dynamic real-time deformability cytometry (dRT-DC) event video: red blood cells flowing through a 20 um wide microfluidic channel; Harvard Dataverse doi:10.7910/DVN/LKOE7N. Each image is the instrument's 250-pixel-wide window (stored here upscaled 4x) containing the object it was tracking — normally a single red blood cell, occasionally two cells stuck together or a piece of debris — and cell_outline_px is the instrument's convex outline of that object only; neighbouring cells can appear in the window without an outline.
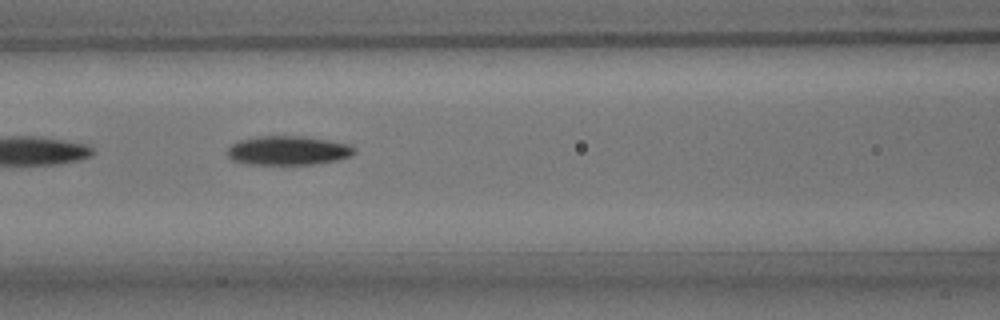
{"species": "common noctule bat (a hibernating species)", "species_latin": "Nyctalus noctula", "temperature_condition": "room temperature", "stored_images_in_passage": 17, "camera_frame_rate_fps": 3000, "um_per_image_px": 0.085, "animal": {"sex": "male", "body_mass_g": 15.6}, "frame": {"image": 1, "passage_image": 8, "time_ms": 2.333, "image_size_px": [1000, 320], "cell_outline_px": [[356, 152], [352, 156], [336, 160], [316, 164], [248, 164], [232, 160], [228, 156], [228, 148], [232, 144], [240, 140], [256, 136], [304, 136], [328, 140], [348, 144], [356, 148]], "centroid_in_image_um": [24.51, 12.79], "position_along_channel_um": 142.1, "area_um2": 21.56}}
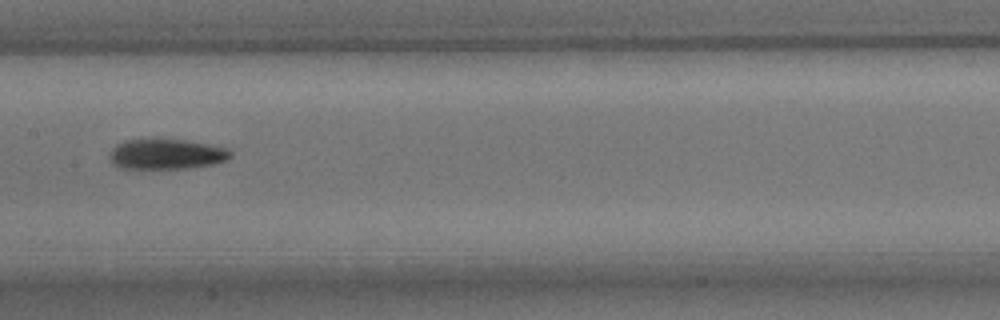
{"frame": {"image": 2, "passage_image": 12, "time_ms": 3.667, "image_size_px": [1000, 320], "cell_outline_px": [[232, 156], [228, 160], [216, 164], [188, 168], [120, 168], [112, 164], [112, 148], [116, 144], [128, 140], [152, 136], [184, 140], [208, 144], [228, 148], [232, 152]], "centroid_in_image_um": [14.18, 13.06], "position_along_channel_um": 193.2, "area_um2": 21.91}}
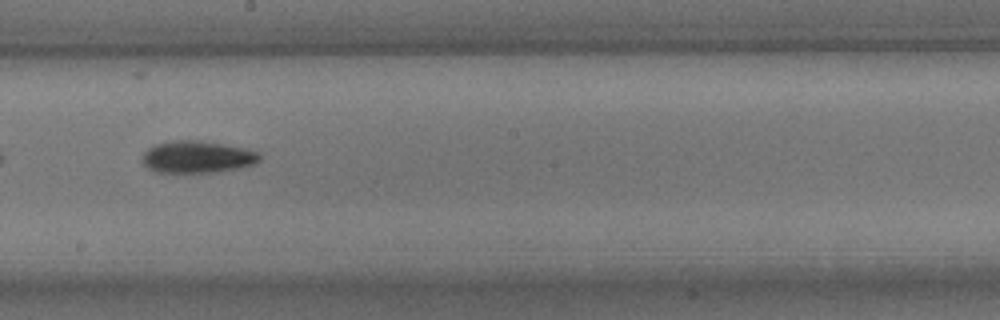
{"frame": {"image": 3, "passage_image": 15, "time_ms": 4.667, "image_size_px": [1000, 320], "cell_outline_px": [[260, 160], [256, 164], [216, 172], [156, 172], [148, 168], [144, 164], [144, 152], [148, 148], [156, 144], [172, 140], [196, 140], [244, 148], [260, 152]], "centroid_in_image_um": [16.78, 13.34], "position_along_channel_um": 231.4, "area_um2": 21.68}}